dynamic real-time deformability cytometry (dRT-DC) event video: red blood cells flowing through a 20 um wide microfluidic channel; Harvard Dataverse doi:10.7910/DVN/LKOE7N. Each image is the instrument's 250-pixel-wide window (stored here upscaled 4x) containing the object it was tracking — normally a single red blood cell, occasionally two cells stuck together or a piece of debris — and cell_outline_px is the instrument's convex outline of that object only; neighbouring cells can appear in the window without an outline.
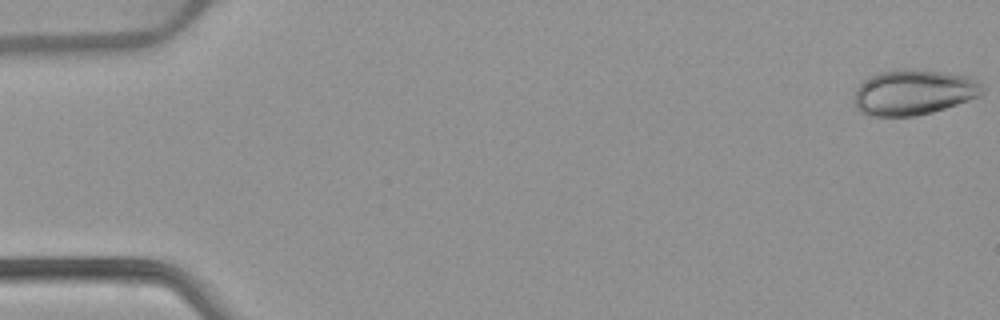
{"species": "common noctule bat (a hibernating species)", "species_latin": "Nyctalus noctula", "temperature_condition": "warm", "stored_images_in_passage": 52, "camera_frame_rate_fps": 3000, "um_per_image_px": 0.085, "animal": {"sex": "female", "body_mass_g": 22.7, "forearm_length_mm": 54.2}, "frame": {"image": 1, "passage_image": 1, "time_ms": 0.0, "image_size_px": [1000, 320], "cell_outline_px": [[984, 92], [980, 96], [932, 112], [916, 116], [864, 116], [856, 108], [856, 88], [860, 80], [868, 76], [880, 72], [904, 68], [912, 68], [944, 72], [972, 76], [980, 80], [984, 84]], "centroid_in_image_um": [77.67, 7.82], "position_along_channel_um": 7.3, "area_um2": 34.56}}
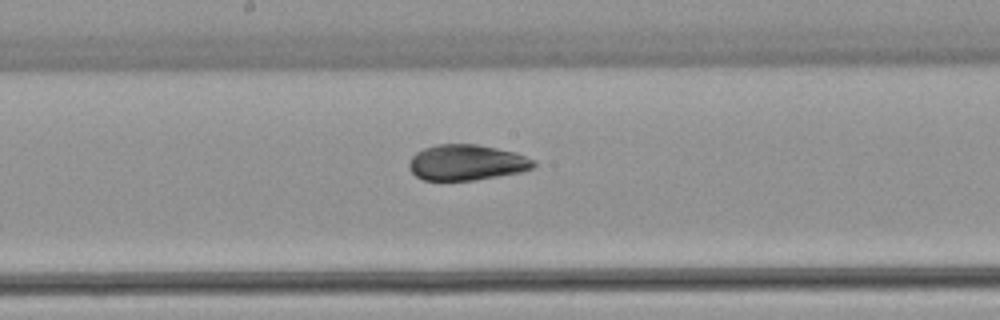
{"frame": {"image": 2, "passage_image": 28, "time_ms": 9.0, "image_size_px": [1000, 320], "cell_outline_px": [[536, 164], [532, 168], [520, 172], [476, 180], [424, 180], [416, 176], [408, 168], [408, 164], [412, 156], [416, 152], [424, 148], [436, 144], [476, 144], [516, 152], [536, 160]], "centroid_in_image_um": [39.66, 13.81], "position_along_channel_um": 208.5, "area_um2": 26.01}}
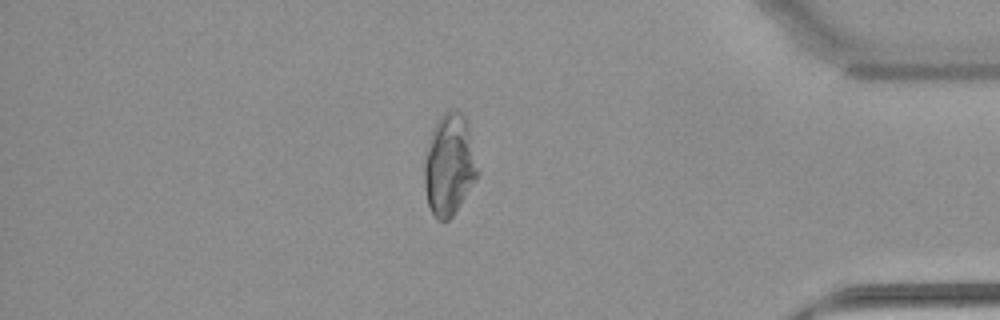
{"frame": {"image": 3, "passage_image": 45, "time_ms": 14.667, "image_size_px": [1000, 320], "cell_outline_px": [[480, 172], [452, 216], [448, 220], [436, 220], [428, 204], [424, 188], [424, 164], [432, 132], [440, 116], [444, 112], [456, 108], [464, 116], [468, 124]], "centroid_in_image_um": [38.2, 14.0], "position_along_channel_um": 397.0, "area_um2": 31.21}, "authors_computed_cell_mechanics": {"area_um2": 29.8537, "velocity_mm_per_s": 3.9044, "shape_relaxation_time_tau1_ms": 6.7717, "shape_relaxation_time_tau2_ms": 1.4489, "deformation_change_tau1": 0.1848, "deformation_change_tau2": 0.0525}}